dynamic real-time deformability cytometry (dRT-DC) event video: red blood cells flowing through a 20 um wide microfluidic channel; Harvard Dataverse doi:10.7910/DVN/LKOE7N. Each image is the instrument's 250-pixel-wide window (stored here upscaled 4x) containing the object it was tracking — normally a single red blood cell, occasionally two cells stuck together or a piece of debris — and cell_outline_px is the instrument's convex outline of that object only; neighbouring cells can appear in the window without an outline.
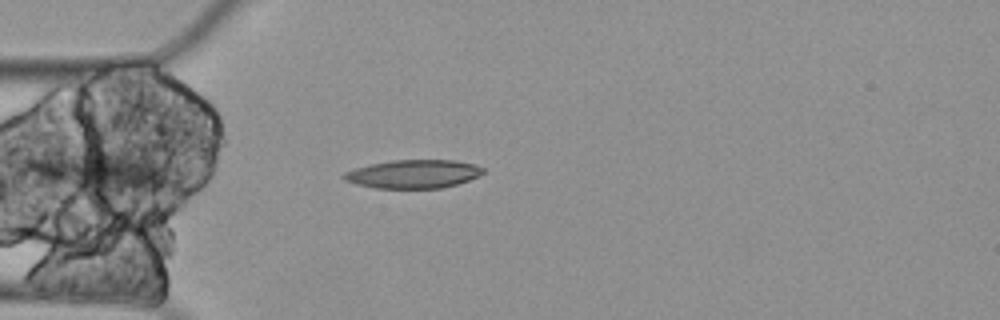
{"species": "Egyptian fruit bat (a non-hibernating species)", "species_latin": "Rousettus aegyptiacus", "temperature_condition": "cold", "stored_images_in_passage": 4, "camera_frame_rate_fps": 3000, "um_per_image_px": 0.085, "animal": {"sex": "female"}, "frame": {"image": 1, "passage_image": 4, "time_ms": 1.0, "image_size_px": [1000, 320], "cell_outline_px": [[484, 172], [468, 180], [456, 184], [440, 188], [376, 188], [356, 184], [344, 180], [340, 176], [344, 172], [368, 164], [392, 160], [456, 160], [472, 164], [484, 168]], "centroid_in_image_um": [35.08, 14.78], "position_along_channel_um": 49.9, "area_um2": 23.0}}